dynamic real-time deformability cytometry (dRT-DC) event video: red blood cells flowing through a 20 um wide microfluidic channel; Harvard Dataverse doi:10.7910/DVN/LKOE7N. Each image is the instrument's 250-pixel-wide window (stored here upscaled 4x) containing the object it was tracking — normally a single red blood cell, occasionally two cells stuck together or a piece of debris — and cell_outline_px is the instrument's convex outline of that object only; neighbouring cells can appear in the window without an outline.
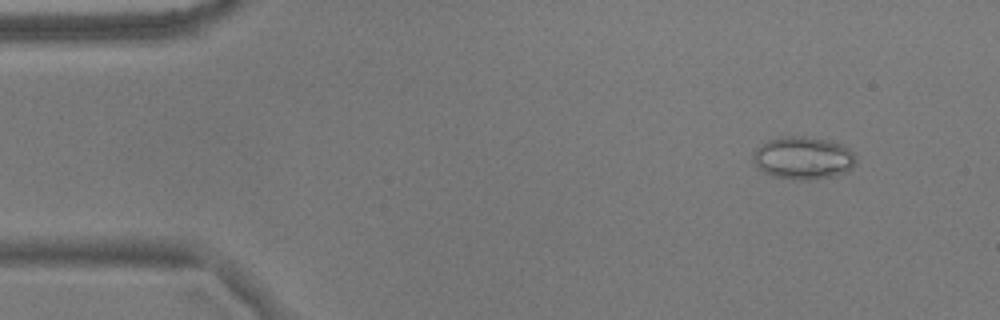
{"species": "common noctule bat (a hibernating species)", "species_latin": "Nyctalus noctula", "temperature_condition": "warm", "stored_images_in_passage": 20, "camera_frame_rate_fps": 3000, "um_per_image_px": 0.085, "animal": {"sex": "male", "body_mass_g": 17.9}, "frame": {"image": 1, "passage_image": 6, "time_ms": 1.667, "image_size_px": [1000, 320], "cell_outline_px": [[856, 160], [852, 168], [848, 172], [836, 176], [812, 180], [792, 180], [772, 176], [764, 172], [752, 160], [752, 152], [756, 148], [768, 140], [780, 136], [804, 136], [828, 140], [840, 144], [848, 148], [856, 156]], "centroid_in_image_um": [68.27, 13.44], "position_along_channel_um": 16.7, "area_um2": 25.95}}